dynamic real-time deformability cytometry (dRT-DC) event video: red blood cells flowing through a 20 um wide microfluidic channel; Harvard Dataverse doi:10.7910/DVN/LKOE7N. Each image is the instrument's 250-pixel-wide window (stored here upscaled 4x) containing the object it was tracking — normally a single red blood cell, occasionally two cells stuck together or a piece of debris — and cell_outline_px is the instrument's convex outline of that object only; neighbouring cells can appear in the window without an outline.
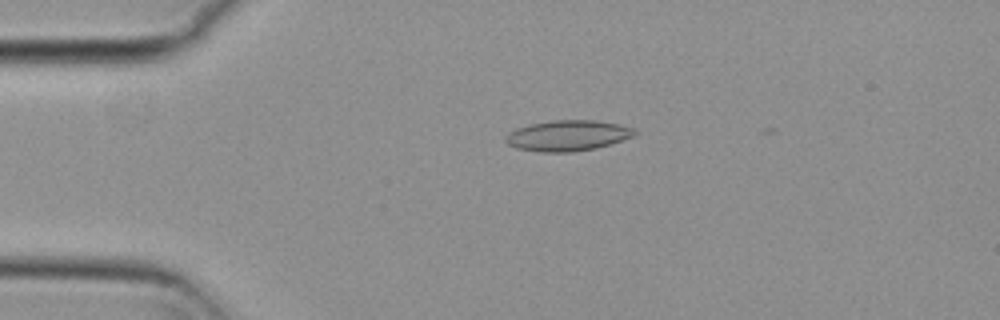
{"species": "common noctule bat (a hibernating species)", "species_latin": "Nyctalus noctula", "temperature_condition": "cold", "stored_images_in_passage": 46, "camera_frame_rate_fps": 3000, "um_per_image_px": 0.085, "animal": {"sex": "female", "body_mass_g": 29.2, "forearm_length_mm": 56.3}, "frame": {"image": 1, "passage_image": 5, "time_ms": 1.333, "image_size_px": [1000, 320], "cell_outline_px": [[640, 132], [636, 136], [612, 144], [596, 148], [572, 152], [540, 152], [516, 148], [508, 144], [504, 140], [504, 136], [508, 132], [516, 128], [528, 124], [552, 120], [596, 120], [620, 124], [632, 128]], "centroid_in_image_um": [48.27, 11.52], "position_along_channel_um": 36.7, "area_um2": 23.52}}
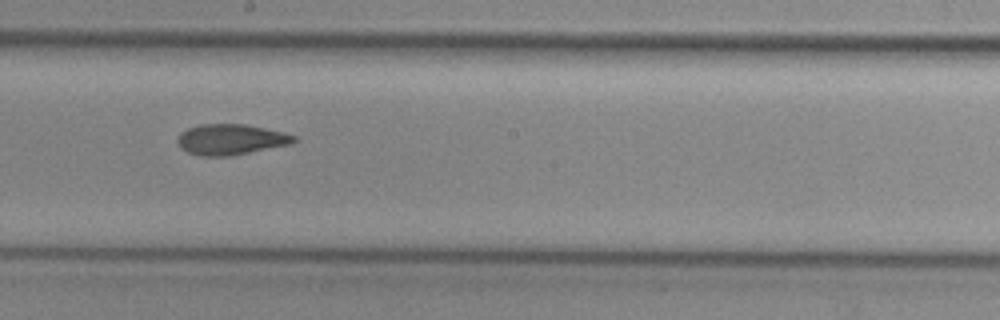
{"frame": {"image": 2, "passage_image": 23, "time_ms": 7.333, "image_size_px": [1000, 320], "cell_outline_px": [[296, 140], [292, 144], [228, 156], [200, 156], [188, 152], [180, 148], [176, 140], [180, 132], [188, 128], [200, 124], [244, 124], [284, 132], [296, 136]], "centroid_in_image_um": [19.59, 11.85], "position_along_channel_um": 228.6, "area_um2": 20.81}}
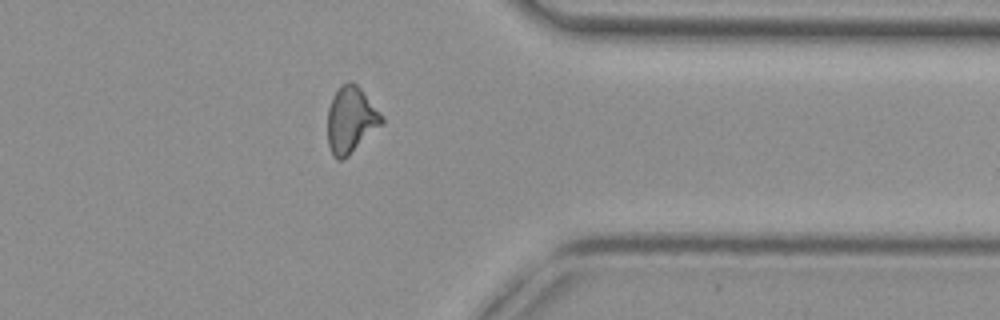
{"frame": {"image": 3, "passage_image": 36, "time_ms": 11.667, "image_size_px": [1000, 320], "cell_outline_px": [[384, 124], [348, 156], [340, 160], [336, 160], [332, 156], [328, 144], [328, 108], [332, 96], [348, 80], [356, 84], [360, 88], [384, 116]], "centroid_in_image_um": [29.84, 10.22], "position_along_channel_um": 381.6, "area_um2": 21.04}, "authors_computed_cell_mechanics": {"area_um2": 20.808, "velocity_mm_per_s": 3.7912, "shape_relaxation_time_tau1_ms": null, "shape_relaxation_time_tau2_ms": 6.3908, "deformation_change_tau1": null, "deformation_change_tau2": 0.1207}}